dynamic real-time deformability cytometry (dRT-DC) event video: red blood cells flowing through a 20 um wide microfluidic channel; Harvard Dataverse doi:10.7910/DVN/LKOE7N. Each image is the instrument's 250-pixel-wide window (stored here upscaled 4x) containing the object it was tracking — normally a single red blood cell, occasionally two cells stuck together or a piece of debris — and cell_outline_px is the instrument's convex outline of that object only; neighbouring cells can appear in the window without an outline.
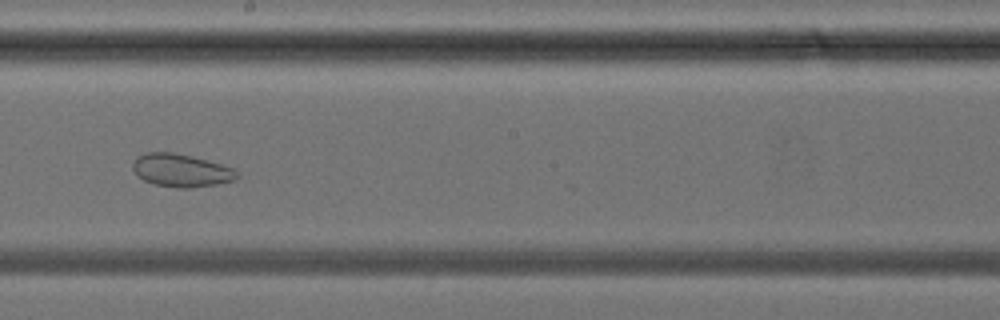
{"species": "common noctule bat (a hibernating species)", "species_latin": "Nyctalus noctula", "temperature_condition": "cold", "stored_images_in_passage": 40, "camera_frame_rate_fps": 3000, "um_per_image_px": 0.085, "animal": {"sex": "female", "body_mass_g": 24.6, "forearm_length_mm": 56.2}, "frame": {"image": 1, "passage_image": 23, "time_ms": 7.333, "image_size_px": [1000, 320], "cell_outline_px": [[240, 176], [236, 180], [216, 184], [188, 188], [180, 188], [156, 184], [144, 180], [136, 176], [132, 168], [132, 164], [136, 156], [148, 152], [172, 152], [192, 156], [220, 164], [232, 168], [240, 172]], "centroid_in_image_um": [15.39, 14.48], "position_along_channel_um": 232.8, "area_um2": 20.06}}